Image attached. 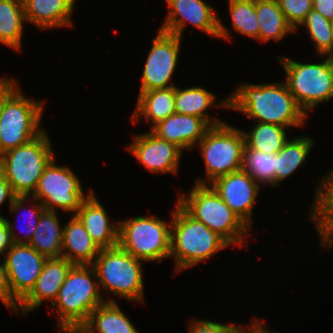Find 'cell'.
<instances>
[{
  "mask_svg": "<svg viewBox=\"0 0 333 333\" xmlns=\"http://www.w3.org/2000/svg\"><path fill=\"white\" fill-rule=\"evenodd\" d=\"M286 73L285 83L298 106L308 116L319 103L333 98V59L321 63H300L279 56Z\"/></svg>",
  "mask_w": 333,
  "mask_h": 333,
  "instance_id": "7",
  "label": "cell"
},
{
  "mask_svg": "<svg viewBox=\"0 0 333 333\" xmlns=\"http://www.w3.org/2000/svg\"><path fill=\"white\" fill-rule=\"evenodd\" d=\"M73 265V263L62 257L47 259L34 287L19 302L15 313L19 315V312H22L26 316L27 313L43 305L42 303L45 300L51 301L52 305Z\"/></svg>",
  "mask_w": 333,
  "mask_h": 333,
  "instance_id": "17",
  "label": "cell"
},
{
  "mask_svg": "<svg viewBox=\"0 0 333 333\" xmlns=\"http://www.w3.org/2000/svg\"><path fill=\"white\" fill-rule=\"evenodd\" d=\"M8 199L9 208L11 213H17L24 202L28 199V196H15L11 190L10 184L6 181L4 175L0 172V206ZM4 216L0 215V220H4Z\"/></svg>",
  "mask_w": 333,
  "mask_h": 333,
  "instance_id": "36",
  "label": "cell"
},
{
  "mask_svg": "<svg viewBox=\"0 0 333 333\" xmlns=\"http://www.w3.org/2000/svg\"><path fill=\"white\" fill-rule=\"evenodd\" d=\"M85 325L94 333H138L117 302H105L89 315Z\"/></svg>",
  "mask_w": 333,
  "mask_h": 333,
  "instance_id": "26",
  "label": "cell"
},
{
  "mask_svg": "<svg viewBox=\"0 0 333 333\" xmlns=\"http://www.w3.org/2000/svg\"><path fill=\"white\" fill-rule=\"evenodd\" d=\"M233 30L259 41L255 0H228Z\"/></svg>",
  "mask_w": 333,
  "mask_h": 333,
  "instance_id": "31",
  "label": "cell"
},
{
  "mask_svg": "<svg viewBox=\"0 0 333 333\" xmlns=\"http://www.w3.org/2000/svg\"><path fill=\"white\" fill-rule=\"evenodd\" d=\"M75 0H27L23 3L25 20L38 29L73 26L71 14Z\"/></svg>",
  "mask_w": 333,
  "mask_h": 333,
  "instance_id": "21",
  "label": "cell"
},
{
  "mask_svg": "<svg viewBox=\"0 0 333 333\" xmlns=\"http://www.w3.org/2000/svg\"><path fill=\"white\" fill-rule=\"evenodd\" d=\"M175 86L167 89H154L139 92L137 105L131 117V122L135 124L138 119L144 117L145 121H151V128L158 122L165 120L175 113Z\"/></svg>",
  "mask_w": 333,
  "mask_h": 333,
  "instance_id": "23",
  "label": "cell"
},
{
  "mask_svg": "<svg viewBox=\"0 0 333 333\" xmlns=\"http://www.w3.org/2000/svg\"><path fill=\"white\" fill-rule=\"evenodd\" d=\"M118 246L134 257L148 261L170 258L171 220L158 216H136L118 221Z\"/></svg>",
  "mask_w": 333,
  "mask_h": 333,
  "instance_id": "9",
  "label": "cell"
},
{
  "mask_svg": "<svg viewBox=\"0 0 333 333\" xmlns=\"http://www.w3.org/2000/svg\"><path fill=\"white\" fill-rule=\"evenodd\" d=\"M100 249L118 246L119 223H110L107 211L92 191L74 214Z\"/></svg>",
  "mask_w": 333,
  "mask_h": 333,
  "instance_id": "19",
  "label": "cell"
},
{
  "mask_svg": "<svg viewBox=\"0 0 333 333\" xmlns=\"http://www.w3.org/2000/svg\"><path fill=\"white\" fill-rule=\"evenodd\" d=\"M46 130L30 142L0 155V172L15 196H30L45 167L55 157Z\"/></svg>",
  "mask_w": 333,
  "mask_h": 333,
  "instance_id": "5",
  "label": "cell"
},
{
  "mask_svg": "<svg viewBox=\"0 0 333 333\" xmlns=\"http://www.w3.org/2000/svg\"><path fill=\"white\" fill-rule=\"evenodd\" d=\"M276 153H263L250 149L246 144L243 148V170L260 186L270 184L275 187Z\"/></svg>",
  "mask_w": 333,
  "mask_h": 333,
  "instance_id": "30",
  "label": "cell"
},
{
  "mask_svg": "<svg viewBox=\"0 0 333 333\" xmlns=\"http://www.w3.org/2000/svg\"><path fill=\"white\" fill-rule=\"evenodd\" d=\"M210 186L250 228L260 185L243 169L214 180Z\"/></svg>",
  "mask_w": 333,
  "mask_h": 333,
  "instance_id": "16",
  "label": "cell"
},
{
  "mask_svg": "<svg viewBox=\"0 0 333 333\" xmlns=\"http://www.w3.org/2000/svg\"><path fill=\"white\" fill-rule=\"evenodd\" d=\"M132 140L126 149L150 172L177 174L182 154L180 147L158 137L151 130L134 135Z\"/></svg>",
  "mask_w": 333,
  "mask_h": 333,
  "instance_id": "15",
  "label": "cell"
},
{
  "mask_svg": "<svg viewBox=\"0 0 333 333\" xmlns=\"http://www.w3.org/2000/svg\"><path fill=\"white\" fill-rule=\"evenodd\" d=\"M243 131L222 123L211 126L197 146L204 159L206 180L197 179L196 184L207 185L219 177L243 168Z\"/></svg>",
  "mask_w": 333,
  "mask_h": 333,
  "instance_id": "8",
  "label": "cell"
},
{
  "mask_svg": "<svg viewBox=\"0 0 333 333\" xmlns=\"http://www.w3.org/2000/svg\"><path fill=\"white\" fill-rule=\"evenodd\" d=\"M19 88L14 78H0V115L8 98Z\"/></svg>",
  "mask_w": 333,
  "mask_h": 333,
  "instance_id": "41",
  "label": "cell"
},
{
  "mask_svg": "<svg viewBox=\"0 0 333 333\" xmlns=\"http://www.w3.org/2000/svg\"><path fill=\"white\" fill-rule=\"evenodd\" d=\"M312 7L329 21H333V0H312Z\"/></svg>",
  "mask_w": 333,
  "mask_h": 333,
  "instance_id": "42",
  "label": "cell"
},
{
  "mask_svg": "<svg viewBox=\"0 0 333 333\" xmlns=\"http://www.w3.org/2000/svg\"><path fill=\"white\" fill-rule=\"evenodd\" d=\"M314 140L309 136L289 139L282 149L276 153L275 187L284 179L291 176L303 163H305Z\"/></svg>",
  "mask_w": 333,
  "mask_h": 333,
  "instance_id": "27",
  "label": "cell"
},
{
  "mask_svg": "<svg viewBox=\"0 0 333 333\" xmlns=\"http://www.w3.org/2000/svg\"><path fill=\"white\" fill-rule=\"evenodd\" d=\"M171 216L170 258L175 260V272L196 266L231 246L218 233L192 217L178 202Z\"/></svg>",
  "mask_w": 333,
  "mask_h": 333,
  "instance_id": "2",
  "label": "cell"
},
{
  "mask_svg": "<svg viewBox=\"0 0 333 333\" xmlns=\"http://www.w3.org/2000/svg\"><path fill=\"white\" fill-rule=\"evenodd\" d=\"M0 300L8 309L17 311L19 301L12 294L4 261L0 264Z\"/></svg>",
  "mask_w": 333,
  "mask_h": 333,
  "instance_id": "38",
  "label": "cell"
},
{
  "mask_svg": "<svg viewBox=\"0 0 333 333\" xmlns=\"http://www.w3.org/2000/svg\"><path fill=\"white\" fill-rule=\"evenodd\" d=\"M68 333H94L85 324L73 327Z\"/></svg>",
  "mask_w": 333,
  "mask_h": 333,
  "instance_id": "44",
  "label": "cell"
},
{
  "mask_svg": "<svg viewBox=\"0 0 333 333\" xmlns=\"http://www.w3.org/2000/svg\"><path fill=\"white\" fill-rule=\"evenodd\" d=\"M169 12L159 30L182 36L187 22L215 38L231 40L227 28L217 17L211 5L204 0H165Z\"/></svg>",
  "mask_w": 333,
  "mask_h": 333,
  "instance_id": "12",
  "label": "cell"
},
{
  "mask_svg": "<svg viewBox=\"0 0 333 333\" xmlns=\"http://www.w3.org/2000/svg\"><path fill=\"white\" fill-rule=\"evenodd\" d=\"M248 119L283 127L304 126L307 115L298 106L284 82L241 84L229 96V108Z\"/></svg>",
  "mask_w": 333,
  "mask_h": 333,
  "instance_id": "1",
  "label": "cell"
},
{
  "mask_svg": "<svg viewBox=\"0 0 333 333\" xmlns=\"http://www.w3.org/2000/svg\"><path fill=\"white\" fill-rule=\"evenodd\" d=\"M25 14L17 0H0V43L21 50Z\"/></svg>",
  "mask_w": 333,
  "mask_h": 333,
  "instance_id": "28",
  "label": "cell"
},
{
  "mask_svg": "<svg viewBox=\"0 0 333 333\" xmlns=\"http://www.w3.org/2000/svg\"><path fill=\"white\" fill-rule=\"evenodd\" d=\"M63 227L62 258L73 264L91 265L101 249L92 240L84 225L72 215Z\"/></svg>",
  "mask_w": 333,
  "mask_h": 333,
  "instance_id": "20",
  "label": "cell"
},
{
  "mask_svg": "<svg viewBox=\"0 0 333 333\" xmlns=\"http://www.w3.org/2000/svg\"><path fill=\"white\" fill-rule=\"evenodd\" d=\"M56 212L45 210L41 214L36 232L28 243L47 259L62 257L64 227L61 226Z\"/></svg>",
  "mask_w": 333,
  "mask_h": 333,
  "instance_id": "24",
  "label": "cell"
},
{
  "mask_svg": "<svg viewBox=\"0 0 333 333\" xmlns=\"http://www.w3.org/2000/svg\"><path fill=\"white\" fill-rule=\"evenodd\" d=\"M259 22V41H281L287 34L295 32L288 24L277 0H255Z\"/></svg>",
  "mask_w": 333,
  "mask_h": 333,
  "instance_id": "25",
  "label": "cell"
},
{
  "mask_svg": "<svg viewBox=\"0 0 333 333\" xmlns=\"http://www.w3.org/2000/svg\"><path fill=\"white\" fill-rule=\"evenodd\" d=\"M100 291L91 265L74 264L71 267L52 304L58 312L56 321L60 332L68 333L73 327L85 324L90 313L105 302H116L113 298L105 300Z\"/></svg>",
  "mask_w": 333,
  "mask_h": 333,
  "instance_id": "3",
  "label": "cell"
},
{
  "mask_svg": "<svg viewBox=\"0 0 333 333\" xmlns=\"http://www.w3.org/2000/svg\"><path fill=\"white\" fill-rule=\"evenodd\" d=\"M321 181V182H320ZM318 181L311 217H333V170Z\"/></svg>",
  "mask_w": 333,
  "mask_h": 333,
  "instance_id": "33",
  "label": "cell"
},
{
  "mask_svg": "<svg viewBox=\"0 0 333 333\" xmlns=\"http://www.w3.org/2000/svg\"><path fill=\"white\" fill-rule=\"evenodd\" d=\"M216 96L203 87L193 86L181 89L175 86V113L192 115L204 119L210 126L224 123L223 121L209 117L207 109L213 107L229 108V97L215 103Z\"/></svg>",
  "mask_w": 333,
  "mask_h": 333,
  "instance_id": "22",
  "label": "cell"
},
{
  "mask_svg": "<svg viewBox=\"0 0 333 333\" xmlns=\"http://www.w3.org/2000/svg\"><path fill=\"white\" fill-rule=\"evenodd\" d=\"M189 325L188 333H240V325L236 326V324L226 325L204 319H192Z\"/></svg>",
  "mask_w": 333,
  "mask_h": 333,
  "instance_id": "35",
  "label": "cell"
},
{
  "mask_svg": "<svg viewBox=\"0 0 333 333\" xmlns=\"http://www.w3.org/2000/svg\"><path fill=\"white\" fill-rule=\"evenodd\" d=\"M55 163L54 157L45 167L31 197L38 200L47 211L60 208L74 215L93 190L89 189L88 195H85L82 183L71 168Z\"/></svg>",
  "mask_w": 333,
  "mask_h": 333,
  "instance_id": "11",
  "label": "cell"
},
{
  "mask_svg": "<svg viewBox=\"0 0 333 333\" xmlns=\"http://www.w3.org/2000/svg\"><path fill=\"white\" fill-rule=\"evenodd\" d=\"M13 227L8 218L0 220V255H3L13 243L23 244V240L16 236Z\"/></svg>",
  "mask_w": 333,
  "mask_h": 333,
  "instance_id": "39",
  "label": "cell"
},
{
  "mask_svg": "<svg viewBox=\"0 0 333 333\" xmlns=\"http://www.w3.org/2000/svg\"><path fill=\"white\" fill-rule=\"evenodd\" d=\"M308 35L315 43V50L321 56L326 55L331 59V21L322 16L318 11L312 9L304 22Z\"/></svg>",
  "mask_w": 333,
  "mask_h": 333,
  "instance_id": "32",
  "label": "cell"
},
{
  "mask_svg": "<svg viewBox=\"0 0 333 333\" xmlns=\"http://www.w3.org/2000/svg\"><path fill=\"white\" fill-rule=\"evenodd\" d=\"M313 221L324 249L333 247V217H309Z\"/></svg>",
  "mask_w": 333,
  "mask_h": 333,
  "instance_id": "37",
  "label": "cell"
},
{
  "mask_svg": "<svg viewBox=\"0 0 333 333\" xmlns=\"http://www.w3.org/2000/svg\"><path fill=\"white\" fill-rule=\"evenodd\" d=\"M187 196L178 195L177 202L196 220L218 233L230 245H245L250 228L234 213L209 185L194 184ZM245 242V243H244Z\"/></svg>",
  "mask_w": 333,
  "mask_h": 333,
  "instance_id": "4",
  "label": "cell"
},
{
  "mask_svg": "<svg viewBox=\"0 0 333 333\" xmlns=\"http://www.w3.org/2000/svg\"><path fill=\"white\" fill-rule=\"evenodd\" d=\"M141 262L144 261L117 246L101 249L91 266L100 289L102 286L105 292L137 303L144 300Z\"/></svg>",
  "mask_w": 333,
  "mask_h": 333,
  "instance_id": "6",
  "label": "cell"
},
{
  "mask_svg": "<svg viewBox=\"0 0 333 333\" xmlns=\"http://www.w3.org/2000/svg\"><path fill=\"white\" fill-rule=\"evenodd\" d=\"M245 326H240V333H271L268 330V327H265V324L261 323L257 317L252 321V328H248Z\"/></svg>",
  "mask_w": 333,
  "mask_h": 333,
  "instance_id": "43",
  "label": "cell"
},
{
  "mask_svg": "<svg viewBox=\"0 0 333 333\" xmlns=\"http://www.w3.org/2000/svg\"><path fill=\"white\" fill-rule=\"evenodd\" d=\"M288 24L296 31L313 9L312 0H277ZM298 26V27H297Z\"/></svg>",
  "mask_w": 333,
  "mask_h": 333,
  "instance_id": "34",
  "label": "cell"
},
{
  "mask_svg": "<svg viewBox=\"0 0 333 333\" xmlns=\"http://www.w3.org/2000/svg\"><path fill=\"white\" fill-rule=\"evenodd\" d=\"M181 38L158 30L146 58L141 80L140 92L174 87L172 76L176 69Z\"/></svg>",
  "mask_w": 333,
  "mask_h": 333,
  "instance_id": "13",
  "label": "cell"
},
{
  "mask_svg": "<svg viewBox=\"0 0 333 333\" xmlns=\"http://www.w3.org/2000/svg\"><path fill=\"white\" fill-rule=\"evenodd\" d=\"M44 101L26 98L19 87L6 101L0 115V155L39 136Z\"/></svg>",
  "mask_w": 333,
  "mask_h": 333,
  "instance_id": "10",
  "label": "cell"
},
{
  "mask_svg": "<svg viewBox=\"0 0 333 333\" xmlns=\"http://www.w3.org/2000/svg\"><path fill=\"white\" fill-rule=\"evenodd\" d=\"M13 296L20 302L34 287L47 258L28 244H12L4 253Z\"/></svg>",
  "mask_w": 333,
  "mask_h": 333,
  "instance_id": "14",
  "label": "cell"
},
{
  "mask_svg": "<svg viewBox=\"0 0 333 333\" xmlns=\"http://www.w3.org/2000/svg\"><path fill=\"white\" fill-rule=\"evenodd\" d=\"M255 124L251 131H243L245 144L250 149L263 153H278L289 140L285 129L287 127L263 122Z\"/></svg>",
  "mask_w": 333,
  "mask_h": 333,
  "instance_id": "29",
  "label": "cell"
},
{
  "mask_svg": "<svg viewBox=\"0 0 333 333\" xmlns=\"http://www.w3.org/2000/svg\"><path fill=\"white\" fill-rule=\"evenodd\" d=\"M33 207L30 208L29 216L30 219L27 225L24 227L26 229L25 235H24V241L23 244H28L33 236V234L36 232V226L38 225L39 219L41 217V214L45 211L44 206L36 200L34 197H31ZM36 201V203H35ZM34 220V221H33ZM26 237V240H25Z\"/></svg>",
  "mask_w": 333,
  "mask_h": 333,
  "instance_id": "40",
  "label": "cell"
},
{
  "mask_svg": "<svg viewBox=\"0 0 333 333\" xmlns=\"http://www.w3.org/2000/svg\"><path fill=\"white\" fill-rule=\"evenodd\" d=\"M17 1L23 4V3L26 2L27 0H17Z\"/></svg>",
  "mask_w": 333,
  "mask_h": 333,
  "instance_id": "46",
  "label": "cell"
},
{
  "mask_svg": "<svg viewBox=\"0 0 333 333\" xmlns=\"http://www.w3.org/2000/svg\"><path fill=\"white\" fill-rule=\"evenodd\" d=\"M331 28H332V32H331V36H332V39H331V59H333V21H331Z\"/></svg>",
  "mask_w": 333,
  "mask_h": 333,
  "instance_id": "45",
  "label": "cell"
},
{
  "mask_svg": "<svg viewBox=\"0 0 333 333\" xmlns=\"http://www.w3.org/2000/svg\"><path fill=\"white\" fill-rule=\"evenodd\" d=\"M211 126L202 118L174 113L154 125L151 131L158 137L183 149H192Z\"/></svg>",
  "mask_w": 333,
  "mask_h": 333,
  "instance_id": "18",
  "label": "cell"
}]
</instances>
